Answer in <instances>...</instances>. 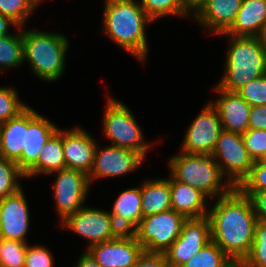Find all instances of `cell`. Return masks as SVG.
<instances>
[{
  "mask_svg": "<svg viewBox=\"0 0 266 267\" xmlns=\"http://www.w3.org/2000/svg\"><path fill=\"white\" fill-rule=\"evenodd\" d=\"M229 267H246L242 262H233Z\"/></svg>",
  "mask_w": 266,
  "mask_h": 267,
  "instance_id": "cell-45",
  "label": "cell"
},
{
  "mask_svg": "<svg viewBox=\"0 0 266 267\" xmlns=\"http://www.w3.org/2000/svg\"><path fill=\"white\" fill-rule=\"evenodd\" d=\"M133 267H172L163 253L143 252Z\"/></svg>",
  "mask_w": 266,
  "mask_h": 267,
  "instance_id": "cell-38",
  "label": "cell"
},
{
  "mask_svg": "<svg viewBox=\"0 0 266 267\" xmlns=\"http://www.w3.org/2000/svg\"><path fill=\"white\" fill-rule=\"evenodd\" d=\"M65 168L62 130L59 128L43 146L38 161L25 173L26 178L47 174Z\"/></svg>",
  "mask_w": 266,
  "mask_h": 267,
  "instance_id": "cell-25",
  "label": "cell"
},
{
  "mask_svg": "<svg viewBox=\"0 0 266 267\" xmlns=\"http://www.w3.org/2000/svg\"><path fill=\"white\" fill-rule=\"evenodd\" d=\"M249 199L257 220L266 221V190L253 193Z\"/></svg>",
  "mask_w": 266,
  "mask_h": 267,
  "instance_id": "cell-40",
  "label": "cell"
},
{
  "mask_svg": "<svg viewBox=\"0 0 266 267\" xmlns=\"http://www.w3.org/2000/svg\"><path fill=\"white\" fill-rule=\"evenodd\" d=\"M182 2L190 10L192 17L208 2V0H182Z\"/></svg>",
  "mask_w": 266,
  "mask_h": 267,
  "instance_id": "cell-42",
  "label": "cell"
},
{
  "mask_svg": "<svg viewBox=\"0 0 266 267\" xmlns=\"http://www.w3.org/2000/svg\"><path fill=\"white\" fill-rule=\"evenodd\" d=\"M212 206L208 211L211 241L233 262H242L251 249L258 221L249 197L234 187Z\"/></svg>",
  "mask_w": 266,
  "mask_h": 267,
  "instance_id": "cell-1",
  "label": "cell"
},
{
  "mask_svg": "<svg viewBox=\"0 0 266 267\" xmlns=\"http://www.w3.org/2000/svg\"><path fill=\"white\" fill-rule=\"evenodd\" d=\"M215 92L219 94L216 101L210 103L217 110L222 129L243 134L249 130V115L251 106L236 92H227L217 85Z\"/></svg>",
  "mask_w": 266,
  "mask_h": 267,
  "instance_id": "cell-18",
  "label": "cell"
},
{
  "mask_svg": "<svg viewBox=\"0 0 266 267\" xmlns=\"http://www.w3.org/2000/svg\"><path fill=\"white\" fill-rule=\"evenodd\" d=\"M242 1L209 0L193 18L213 35L225 33L233 25Z\"/></svg>",
  "mask_w": 266,
  "mask_h": 267,
  "instance_id": "cell-19",
  "label": "cell"
},
{
  "mask_svg": "<svg viewBox=\"0 0 266 267\" xmlns=\"http://www.w3.org/2000/svg\"><path fill=\"white\" fill-rule=\"evenodd\" d=\"M236 93L251 107L266 105V74L254 78L238 89Z\"/></svg>",
  "mask_w": 266,
  "mask_h": 267,
  "instance_id": "cell-35",
  "label": "cell"
},
{
  "mask_svg": "<svg viewBox=\"0 0 266 267\" xmlns=\"http://www.w3.org/2000/svg\"><path fill=\"white\" fill-rule=\"evenodd\" d=\"M232 263L224 251L211 241L181 267H229Z\"/></svg>",
  "mask_w": 266,
  "mask_h": 267,
  "instance_id": "cell-27",
  "label": "cell"
},
{
  "mask_svg": "<svg viewBox=\"0 0 266 267\" xmlns=\"http://www.w3.org/2000/svg\"><path fill=\"white\" fill-rule=\"evenodd\" d=\"M69 42L62 33L23 28L24 61L32 72L47 82L57 81L64 73Z\"/></svg>",
  "mask_w": 266,
  "mask_h": 267,
  "instance_id": "cell-3",
  "label": "cell"
},
{
  "mask_svg": "<svg viewBox=\"0 0 266 267\" xmlns=\"http://www.w3.org/2000/svg\"><path fill=\"white\" fill-rule=\"evenodd\" d=\"M222 130L219 114L208 102L186 130L181 152L211 155Z\"/></svg>",
  "mask_w": 266,
  "mask_h": 267,
  "instance_id": "cell-11",
  "label": "cell"
},
{
  "mask_svg": "<svg viewBox=\"0 0 266 267\" xmlns=\"http://www.w3.org/2000/svg\"><path fill=\"white\" fill-rule=\"evenodd\" d=\"M143 217L172 209L169 178L145 179L141 184Z\"/></svg>",
  "mask_w": 266,
  "mask_h": 267,
  "instance_id": "cell-24",
  "label": "cell"
},
{
  "mask_svg": "<svg viewBox=\"0 0 266 267\" xmlns=\"http://www.w3.org/2000/svg\"><path fill=\"white\" fill-rule=\"evenodd\" d=\"M86 252L101 267H133L144 248L133 233L122 232L113 240L90 246Z\"/></svg>",
  "mask_w": 266,
  "mask_h": 267,
  "instance_id": "cell-14",
  "label": "cell"
},
{
  "mask_svg": "<svg viewBox=\"0 0 266 267\" xmlns=\"http://www.w3.org/2000/svg\"><path fill=\"white\" fill-rule=\"evenodd\" d=\"M256 38L258 39L259 43L263 47V52L266 55V22L263 24V26H262L260 32L258 33V35L256 36Z\"/></svg>",
  "mask_w": 266,
  "mask_h": 267,
  "instance_id": "cell-44",
  "label": "cell"
},
{
  "mask_svg": "<svg viewBox=\"0 0 266 267\" xmlns=\"http://www.w3.org/2000/svg\"><path fill=\"white\" fill-rule=\"evenodd\" d=\"M104 3V34L144 63L149 51L145 29L154 21L136 0H106Z\"/></svg>",
  "mask_w": 266,
  "mask_h": 267,
  "instance_id": "cell-2",
  "label": "cell"
},
{
  "mask_svg": "<svg viewBox=\"0 0 266 267\" xmlns=\"http://www.w3.org/2000/svg\"><path fill=\"white\" fill-rule=\"evenodd\" d=\"M138 3L153 21L171 15L191 16L190 10L183 4L182 0H141Z\"/></svg>",
  "mask_w": 266,
  "mask_h": 267,
  "instance_id": "cell-28",
  "label": "cell"
},
{
  "mask_svg": "<svg viewBox=\"0 0 266 267\" xmlns=\"http://www.w3.org/2000/svg\"><path fill=\"white\" fill-rule=\"evenodd\" d=\"M28 242L0 238V267H25Z\"/></svg>",
  "mask_w": 266,
  "mask_h": 267,
  "instance_id": "cell-31",
  "label": "cell"
},
{
  "mask_svg": "<svg viewBox=\"0 0 266 267\" xmlns=\"http://www.w3.org/2000/svg\"><path fill=\"white\" fill-rule=\"evenodd\" d=\"M144 157L134 151L118 146L109 145L103 149L97 144L93 166L88 174L90 184L97 179L125 175L137 170Z\"/></svg>",
  "mask_w": 266,
  "mask_h": 267,
  "instance_id": "cell-13",
  "label": "cell"
},
{
  "mask_svg": "<svg viewBox=\"0 0 266 267\" xmlns=\"http://www.w3.org/2000/svg\"><path fill=\"white\" fill-rule=\"evenodd\" d=\"M59 128L33 108L28 106V131H26L25 148L18 167L26 173L37 161L40 151Z\"/></svg>",
  "mask_w": 266,
  "mask_h": 267,
  "instance_id": "cell-17",
  "label": "cell"
},
{
  "mask_svg": "<svg viewBox=\"0 0 266 267\" xmlns=\"http://www.w3.org/2000/svg\"><path fill=\"white\" fill-rule=\"evenodd\" d=\"M62 229H69L89 241L88 247L117 238L122 232L116 226L109 211L84 206L68 215Z\"/></svg>",
  "mask_w": 266,
  "mask_h": 267,
  "instance_id": "cell-9",
  "label": "cell"
},
{
  "mask_svg": "<svg viewBox=\"0 0 266 267\" xmlns=\"http://www.w3.org/2000/svg\"><path fill=\"white\" fill-rule=\"evenodd\" d=\"M167 166L175 180L200 190L210 199L224 196L234 188L211 155L179 152L169 159Z\"/></svg>",
  "mask_w": 266,
  "mask_h": 267,
  "instance_id": "cell-5",
  "label": "cell"
},
{
  "mask_svg": "<svg viewBox=\"0 0 266 267\" xmlns=\"http://www.w3.org/2000/svg\"><path fill=\"white\" fill-rule=\"evenodd\" d=\"M245 196L266 190V159L256 160L250 174L237 187Z\"/></svg>",
  "mask_w": 266,
  "mask_h": 267,
  "instance_id": "cell-34",
  "label": "cell"
},
{
  "mask_svg": "<svg viewBox=\"0 0 266 267\" xmlns=\"http://www.w3.org/2000/svg\"><path fill=\"white\" fill-rule=\"evenodd\" d=\"M53 254L42 245L27 246L25 267H54Z\"/></svg>",
  "mask_w": 266,
  "mask_h": 267,
  "instance_id": "cell-37",
  "label": "cell"
},
{
  "mask_svg": "<svg viewBox=\"0 0 266 267\" xmlns=\"http://www.w3.org/2000/svg\"><path fill=\"white\" fill-rule=\"evenodd\" d=\"M186 218L170 209L142 217L132 232L137 242L148 253H165L178 238Z\"/></svg>",
  "mask_w": 266,
  "mask_h": 267,
  "instance_id": "cell-7",
  "label": "cell"
},
{
  "mask_svg": "<svg viewBox=\"0 0 266 267\" xmlns=\"http://www.w3.org/2000/svg\"><path fill=\"white\" fill-rule=\"evenodd\" d=\"M106 104L102 128L106 138L112 141L111 145L134 150L145 158L151 144L145 141L132 111L123 102L109 95Z\"/></svg>",
  "mask_w": 266,
  "mask_h": 267,
  "instance_id": "cell-6",
  "label": "cell"
},
{
  "mask_svg": "<svg viewBox=\"0 0 266 267\" xmlns=\"http://www.w3.org/2000/svg\"><path fill=\"white\" fill-rule=\"evenodd\" d=\"M27 107L13 87H0V124L17 117Z\"/></svg>",
  "mask_w": 266,
  "mask_h": 267,
  "instance_id": "cell-33",
  "label": "cell"
},
{
  "mask_svg": "<svg viewBox=\"0 0 266 267\" xmlns=\"http://www.w3.org/2000/svg\"><path fill=\"white\" fill-rule=\"evenodd\" d=\"M56 175L53 185V195L58 211V217L62 222L68 215L77 212L84 207L86 196L90 191L91 184L88 175L81 171L63 168L49 175Z\"/></svg>",
  "mask_w": 266,
  "mask_h": 267,
  "instance_id": "cell-10",
  "label": "cell"
},
{
  "mask_svg": "<svg viewBox=\"0 0 266 267\" xmlns=\"http://www.w3.org/2000/svg\"><path fill=\"white\" fill-rule=\"evenodd\" d=\"M266 22V0H243L233 25L220 34L256 37Z\"/></svg>",
  "mask_w": 266,
  "mask_h": 267,
  "instance_id": "cell-23",
  "label": "cell"
},
{
  "mask_svg": "<svg viewBox=\"0 0 266 267\" xmlns=\"http://www.w3.org/2000/svg\"><path fill=\"white\" fill-rule=\"evenodd\" d=\"M65 168L81 171L86 175L92 169L97 142L87 130L74 127L62 130Z\"/></svg>",
  "mask_w": 266,
  "mask_h": 267,
  "instance_id": "cell-16",
  "label": "cell"
},
{
  "mask_svg": "<svg viewBox=\"0 0 266 267\" xmlns=\"http://www.w3.org/2000/svg\"><path fill=\"white\" fill-rule=\"evenodd\" d=\"M75 267H101L86 251L79 257Z\"/></svg>",
  "mask_w": 266,
  "mask_h": 267,
  "instance_id": "cell-41",
  "label": "cell"
},
{
  "mask_svg": "<svg viewBox=\"0 0 266 267\" xmlns=\"http://www.w3.org/2000/svg\"><path fill=\"white\" fill-rule=\"evenodd\" d=\"M242 136L253 161L266 159V130H248Z\"/></svg>",
  "mask_w": 266,
  "mask_h": 267,
  "instance_id": "cell-36",
  "label": "cell"
},
{
  "mask_svg": "<svg viewBox=\"0 0 266 267\" xmlns=\"http://www.w3.org/2000/svg\"><path fill=\"white\" fill-rule=\"evenodd\" d=\"M242 263L246 267H266V221H257L254 241Z\"/></svg>",
  "mask_w": 266,
  "mask_h": 267,
  "instance_id": "cell-32",
  "label": "cell"
},
{
  "mask_svg": "<svg viewBox=\"0 0 266 267\" xmlns=\"http://www.w3.org/2000/svg\"><path fill=\"white\" fill-rule=\"evenodd\" d=\"M209 242L211 225L208 216L186 219L180 235L163 254L172 267H181Z\"/></svg>",
  "mask_w": 266,
  "mask_h": 267,
  "instance_id": "cell-12",
  "label": "cell"
},
{
  "mask_svg": "<svg viewBox=\"0 0 266 267\" xmlns=\"http://www.w3.org/2000/svg\"><path fill=\"white\" fill-rule=\"evenodd\" d=\"M19 178H26L17 163L0 157V200L22 189Z\"/></svg>",
  "mask_w": 266,
  "mask_h": 267,
  "instance_id": "cell-29",
  "label": "cell"
},
{
  "mask_svg": "<svg viewBox=\"0 0 266 267\" xmlns=\"http://www.w3.org/2000/svg\"><path fill=\"white\" fill-rule=\"evenodd\" d=\"M266 130V105L252 106L249 115V130Z\"/></svg>",
  "mask_w": 266,
  "mask_h": 267,
  "instance_id": "cell-39",
  "label": "cell"
},
{
  "mask_svg": "<svg viewBox=\"0 0 266 267\" xmlns=\"http://www.w3.org/2000/svg\"><path fill=\"white\" fill-rule=\"evenodd\" d=\"M172 210L186 219L208 216V197L200 190L175 180L169 176Z\"/></svg>",
  "mask_w": 266,
  "mask_h": 267,
  "instance_id": "cell-20",
  "label": "cell"
},
{
  "mask_svg": "<svg viewBox=\"0 0 266 267\" xmlns=\"http://www.w3.org/2000/svg\"><path fill=\"white\" fill-rule=\"evenodd\" d=\"M223 176L237 188L250 174L253 159L245 147L242 134L222 130L211 153Z\"/></svg>",
  "mask_w": 266,
  "mask_h": 267,
  "instance_id": "cell-8",
  "label": "cell"
},
{
  "mask_svg": "<svg viewBox=\"0 0 266 267\" xmlns=\"http://www.w3.org/2000/svg\"><path fill=\"white\" fill-rule=\"evenodd\" d=\"M22 29V30H21ZM16 33L0 37V72L23 64V28Z\"/></svg>",
  "mask_w": 266,
  "mask_h": 267,
  "instance_id": "cell-26",
  "label": "cell"
},
{
  "mask_svg": "<svg viewBox=\"0 0 266 267\" xmlns=\"http://www.w3.org/2000/svg\"><path fill=\"white\" fill-rule=\"evenodd\" d=\"M228 36L229 50L224 76L216 84L227 92H236L254 78L266 74V55L256 37Z\"/></svg>",
  "mask_w": 266,
  "mask_h": 267,
  "instance_id": "cell-4",
  "label": "cell"
},
{
  "mask_svg": "<svg viewBox=\"0 0 266 267\" xmlns=\"http://www.w3.org/2000/svg\"><path fill=\"white\" fill-rule=\"evenodd\" d=\"M23 189L0 200V238L27 242L30 214Z\"/></svg>",
  "mask_w": 266,
  "mask_h": 267,
  "instance_id": "cell-15",
  "label": "cell"
},
{
  "mask_svg": "<svg viewBox=\"0 0 266 267\" xmlns=\"http://www.w3.org/2000/svg\"><path fill=\"white\" fill-rule=\"evenodd\" d=\"M28 107L17 117L0 124V157L18 162L25 148Z\"/></svg>",
  "mask_w": 266,
  "mask_h": 267,
  "instance_id": "cell-22",
  "label": "cell"
},
{
  "mask_svg": "<svg viewBox=\"0 0 266 267\" xmlns=\"http://www.w3.org/2000/svg\"><path fill=\"white\" fill-rule=\"evenodd\" d=\"M141 203V185L128 188L118 195L109 213L121 232L132 233L138 227L143 217Z\"/></svg>",
  "mask_w": 266,
  "mask_h": 267,
  "instance_id": "cell-21",
  "label": "cell"
},
{
  "mask_svg": "<svg viewBox=\"0 0 266 267\" xmlns=\"http://www.w3.org/2000/svg\"><path fill=\"white\" fill-rule=\"evenodd\" d=\"M41 1L43 0H0V15L22 27Z\"/></svg>",
  "mask_w": 266,
  "mask_h": 267,
  "instance_id": "cell-30",
  "label": "cell"
},
{
  "mask_svg": "<svg viewBox=\"0 0 266 267\" xmlns=\"http://www.w3.org/2000/svg\"><path fill=\"white\" fill-rule=\"evenodd\" d=\"M10 24L18 29L21 28L18 27L10 18L0 15V37H3L7 34H12L9 33V27H11Z\"/></svg>",
  "mask_w": 266,
  "mask_h": 267,
  "instance_id": "cell-43",
  "label": "cell"
}]
</instances>
